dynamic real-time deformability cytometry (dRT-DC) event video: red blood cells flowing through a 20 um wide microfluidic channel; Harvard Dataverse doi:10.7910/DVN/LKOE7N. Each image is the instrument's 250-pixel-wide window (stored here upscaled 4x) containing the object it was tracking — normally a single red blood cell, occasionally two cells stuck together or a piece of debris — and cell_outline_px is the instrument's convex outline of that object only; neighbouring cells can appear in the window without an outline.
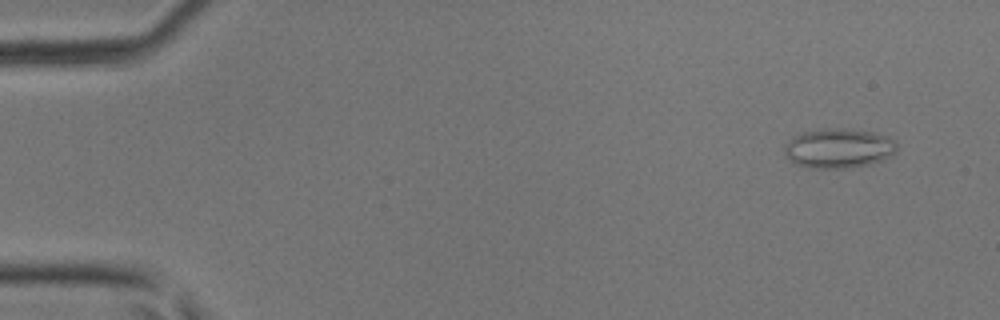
{"species": "common noctule bat (a hibernating species)", "species_latin": "Nyctalus noctula", "temperature_condition": "room temperature", "stored_images_in_passage": 46, "camera_frame_rate_fps": 3000, "um_per_image_px": 0.085, "animal": {"sex": "male", "body_mass_g": 17.9, "forearm_length_mm": 54.2}, "frame": {"image": 1, "passage_image": 4, "time_ms": 1.0, "image_size_px": [1000, 320], "cell_outline_px": [[896, 152], [892, 156], [868, 164], [844, 168], [812, 168], [796, 164], [784, 156], [784, 144], [788, 140], [804, 132], [820, 128], [836, 128], [872, 132], [888, 136], [896, 140]], "centroid_in_image_um": [71.27, 12.6], "position_along_channel_um": 13.7, "area_um2": 25.95}}
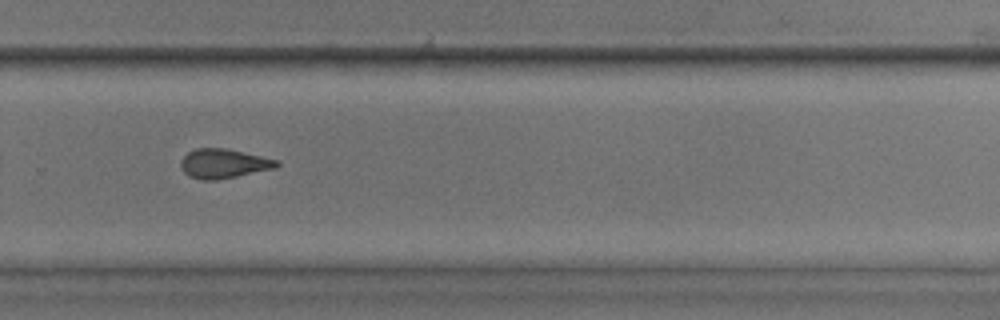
{"frame": {"image": 2, "passage_image": 32, "time_ms": 10.333, "image_size_px": [1000, 320], "cell_outline_px": [[280, 164], [276, 168], [216, 180], [200, 180], [188, 176], [184, 172], [180, 164], [180, 160], [188, 152], [196, 148], [224, 148], [280, 160]], "centroid_in_image_um": [19.0, 13.9], "position_along_channel_um": 310.8, "area_um2": 16.42}}
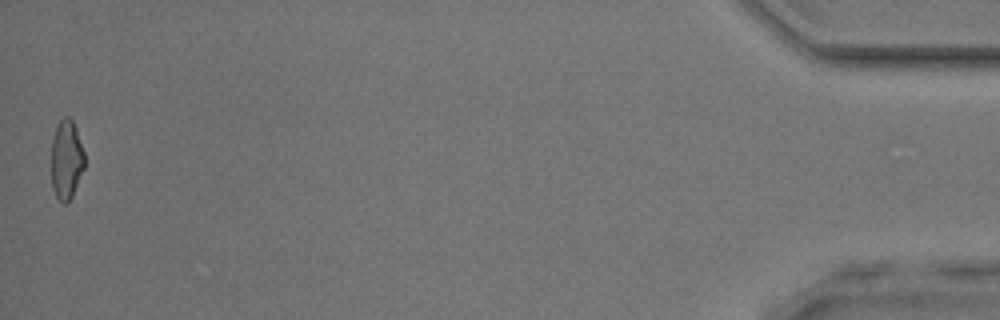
{"frame": {"image": 3, "passage_image": 46, "time_ms": 15.0, "image_size_px": [1000, 320], "cell_outline_px": [[84, 168], [72, 196], [64, 204], [56, 196], [52, 188], [52, 140], [56, 128], [60, 120], [64, 116], [68, 116], [72, 120], [76, 128], [84, 152]], "centroid_in_image_um": [5.65, 13.56], "position_along_channel_um": 429.6, "area_um2": 15.14}}